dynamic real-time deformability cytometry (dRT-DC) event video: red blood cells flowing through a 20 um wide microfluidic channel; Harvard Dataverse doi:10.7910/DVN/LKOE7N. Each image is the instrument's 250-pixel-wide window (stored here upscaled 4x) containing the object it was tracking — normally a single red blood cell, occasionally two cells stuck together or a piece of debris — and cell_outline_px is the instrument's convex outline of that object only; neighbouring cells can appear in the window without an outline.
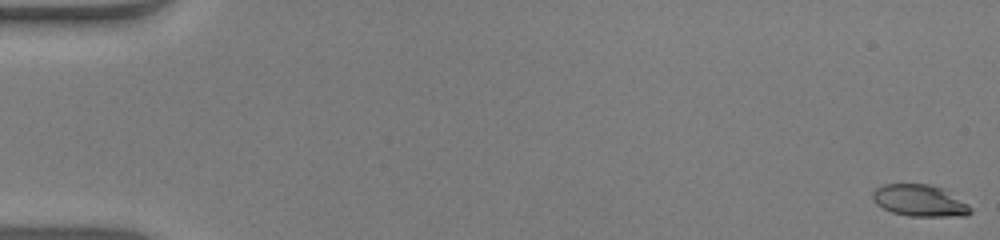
{"species": "human", "species_latin": "Homo sapiens", "temperature_condition": "warm", "stored_images_in_passage": 18, "camera_frame_rate_fps": 3000, "um_per_image_px": 0.085, "donor": {"sex": "male"}, "frame": {"image": 1, "passage_image": 1, "time_ms": 0.0, "image_size_px": [1000, 240], "cell_outline_px": [[972, 212], [968, 216], [908, 216], [892, 212], [876, 204], [872, 200], [872, 192], [876, 188], [884, 184], [928, 184], [944, 188], [968, 204], [972, 208]], "centroid_in_image_um": [78.19, 17.05], "position_along_channel_um": 6.8, "area_um2": 18.26}}
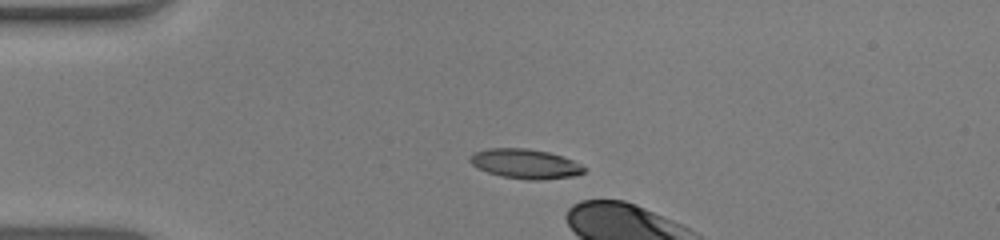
{"frame": {"image": 2, "passage_image": 14, "time_ms": 4.333, "image_size_px": [1000, 240], "cell_outline_px": [[588, 168], [584, 172], [576, 176], [540, 180], [528, 180], [500, 176], [476, 168], [468, 160], [468, 156], [472, 152], [488, 148], [528, 148], [548, 152], [564, 156]], "centroid_in_image_um": [44.63, 13.92], "position_along_channel_um": 40.4, "area_um2": 20.06}}